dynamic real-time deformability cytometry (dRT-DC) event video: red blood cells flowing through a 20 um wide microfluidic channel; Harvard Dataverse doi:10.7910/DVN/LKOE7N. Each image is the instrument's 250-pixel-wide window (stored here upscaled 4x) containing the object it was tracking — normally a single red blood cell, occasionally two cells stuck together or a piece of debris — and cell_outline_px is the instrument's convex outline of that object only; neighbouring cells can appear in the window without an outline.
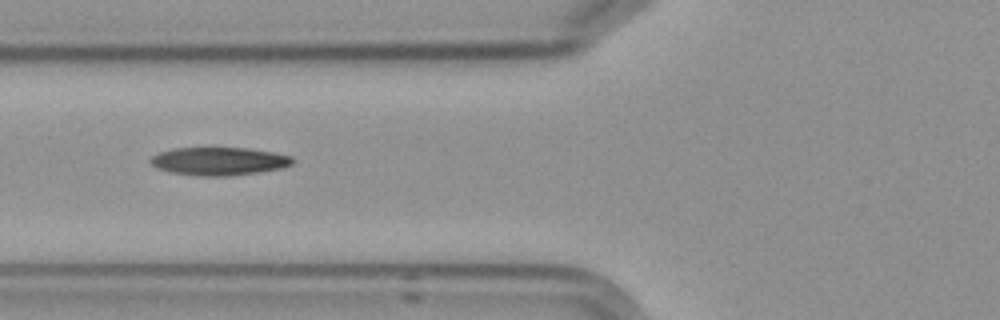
{"species": "Egyptian fruit bat (a non-hibernating species)", "species_latin": "Rousettus aegyptiacus", "temperature_condition": "cold", "stored_images_in_passage": 17, "camera_frame_rate_fps": 3000, "um_per_image_px": 0.085, "frame": {"image": 1, "passage_image": 8, "time_ms": 9.0, "image_size_px": [1000, 320], "cell_outline_px": [[292, 164], [284, 168], [260, 172], [228, 176], [196, 176], [172, 172], [156, 168], [148, 160], [152, 156], [160, 152], [172, 148], [248, 148], [272, 152], [292, 156]], "centroid_in_image_um": [18.61, 13.71], "position_along_channel_um": 107.2, "area_um2": 23.29}, "authors_computed_cell_mechanics": {"area_um2": 21.9062, "velocity_mm_per_s": 3.5647, "shape_relaxation_time_tau1_ms": 7.5564, "shape_relaxation_time_tau2_ms": 3.6529, "deformation_change_tau1": 0.1879, "deformation_change_tau2": 0.101}}